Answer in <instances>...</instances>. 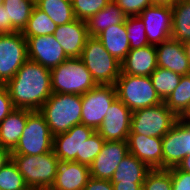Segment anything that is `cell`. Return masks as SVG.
<instances>
[{
    "mask_svg": "<svg viewBox=\"0 0 190 190\" xmlns=\"http://www.w3.org/2000/svg\"><path fill=\"white\" fill-rule=\"evenodd\" d=\"M5 86L14 108L39 111L52 95L50 69L27 59Z\"/></svg>",
    "mask_w": 190,
    "mask_h": 190,
    "instance_id": "cell-1",
    "label": "cell"
},
{
    "mask_svg": "<svg viewBox=\"0 0 190 190\" xmlns=\"http://www.w3.org/2000/svg\"><path fill=\"white\" fill-rule=\"evenodd\" d=\"M39 112L53 136L67 132L74 125L81 124V95L52 93Z\"/></svg>",
    "mask_w": 190,
    "mask_h": 190,
    "instance_id": "cell-2",
    "label": "cell"
},
{
    "mask_svg": "<svg viewBox=\"0 0 190 190\" xmlns=\"http://www.w3.org/2000/svg\"><path fill=\"white\" fill-rule=\"evenodd\" d=\"M30 190H49L57 174L59 159L54 151L39 155H11Z\"/></svg>",
    "mask_w": 190,
    "mask_h": 190,
    "instance_id": "cell-3",
    "label": "cell"
},
{
    "mask_svg": "<svg viewBox=\"0 0 190 190\" xmlns=\"http://www.w3.org/2000/svg\"><path fill=\"white\" fill-rule=\"evenodd\" d=\"M50 73L52 93L82 95L97 86L80 58H68Z\"/></svg>",
    "mask_w": 190,
    "mask_h": 190,
    "instance_id": "cell-4",
    "label": "cell"
},
{
    "mask_svg": "<svg viewBox=\"0 0 190 190\" xmlns=\"http://www.w3.org/2000/svg\"><path fill=\"white\" fill-rule=\"evenodd\" d=\"M80 59L97 85H115L121 72V63L103 47L97 37L87 38Z\"/></svg>",
    "mask_w": 190,
    "mask_h": 190,
    "instance_id": "cell-5",
    "label": "cell"
},
{
    "mask_svg": "<svg viewBox=\"0 0 190 190\" xmlns=\"http://www.w3.org/2000/svg\"><path fill=\"white\" fill-rule=\"evenodd\" d=\"M115 88L117 98L132 112L163 102L153 87L150 76H136L120 72Z\"/></svg>",
    "mask_w": 190,
    "mask_h": 190,
    "instance_id": "cell-6",
    "label": "cell"
},
{
    "mask_svg": "<svg viewBox=\"0 0 190 190\" xmlns=\"http://www.w3.org/2000/svg\"><path fill=\"white\" fill-rule=\"evenodd\" d=\"M53 151V135L39 111L27 109V123L11 155H39Z\"/></svg>",
    "mask_w": 190,
    "mask_h": 190,
    "instance_id": "cell-7",
    "label": "cell"
},
{
    "mask_svg": "<svg viewBox=\"0 0 190 190\" xmlns=\"http://www.w3.org/2000/svg\"><path fill=\"white\" fill-rule=\"evenodd\" d=\"M178 121L164 102L132 112L130 133L162 138Z\"/></svg>",
    "mask_w": 190,
    "mask_h": 190,
    "instance_id": "cell-8",
    "label": "cell"
},
{
    "mask_svg": "<svg viewBox=\"0 0 190 190\" xmlns=\"http://www.w3.org/2000/svg\"><path fill=\"white\" fill-rule=\"evenodd\" d=\"M27 59V40L22 32L0 34V84L10 81Z\"/></svg>",
    "mask_w": 190,
    "mask_h": 190,
    "instance_id": "cell-9",
    "label": "cell"
},
{
    "mask_svg": "<svg viewBox=\"0 0 190 190\" xmlns=\"http://www.w3.org/2000/svg\"><path fill=\"white\" fill-rule=\"evenodd\" d=\"M117 99L115 85H97L81 95V124L97 130L107 114L108 108Z\"/></svg>",
    "mask_w": 190,
    "mask_h": 190,
    "instance_id": "cell-10",
    "label": "cell"
},
{
    "mask_svg": "<svg viewBox=\"0 0 190 190\" xmlns=\"http://www.w3.org/2000/svg\"><path fill=\"white\" fill-rule=\"evenodd\" d=\"M96 130L84 124L74 125L67 132L53 136V151L62 161H76L82 164L83 143Z\"/></svg>",
    "mask_w": 190,
    "mask_h": 190,
    "instance_id": "cell-11",
    "label": "cell"
},
{
    "mask_svg": "<svg viewBox=\"0 0 190 190\" xmlns=\"http://www.w3.org/2000/svg\"><path fill=\"white\" fill-rule=\"evenodd\" d=\"M132 111L118 98L108 108L103 122L96 130L105 141H127Z\"/></svg>",
    "mask_w": 190,
    "mask_h": 190,
    "instance_id": "cell-12",
    "label": "cell"
},
{
    "mask_svg": "<svg viewBox=\"0 0 190 190\" xmlns=\"http://www.w3.org/2000/svg\"><path fill=\"white\" fill-rule=\"evenodd\" d=\"M139 17L144 22L147 40L150 45L156 46L171 38V7L151 5L142 11Z\"/></svg>",
    "mask_w": 190,
    "mask_h": 190,
    "instance_id": "cell-13",
    "label": "cell"
},
{
    "mask_svg": "<svg viewBox=\"0 0 190 190\" xmlns=\"http://www.w3.org/2000/svg\"><path fill=\"white\" fill-rule=\"evenodd\" d=\"M27 40L28 59L52 69L68 59L64 49L53 34L25 37Z\"/></svg>",
    "mask_w": 190,
    "mask_h": 190,
    "instance_id": "cell-14",
    "label": "cell"
},
{
    "mask_svg": "<svg viewBox=\"0 0 190 190\" xmlns=\"http://www.w3.org/2000/svg\"><path fill=\"white\" fill-rule=\"evenodd\" d=\"M128 154L127 141H105L101 152L89 166L91 177L111 180L119 163Z\"/></svg>",
    "mask_w": 190,
    "mask_h": 190,
    "instance_id": "cell-15",
    "label": "cell"
},
{
    "mask_svg": "<svg viewBox=\"0 0 190 190\" xmlns=\"http://www.w3.org/2000/svg\"><path fill=\"white\" fill-rule=\"evenodd\" d=\"M127 142L130 154L150 169H163L162 138L129 133Z\"/></svg>",
    "mask_w": 190,
    "mask_h": 190,
    "instance_id": "cell-16",
    "label": "cell"
},
{
    "mask_svg": "<svg viewBox=\"0 0 190 190\" xmlns=\"http://www.w3.org/2000/svg\"><path fill=\"white\" fill-rule=\"evenodd\" d=\"M53 36L62 46L68 58H80L89 37L86 22L78 19L57 26Z\"/></svg>",
    "mask_w": 190,
    "mask_h": 190,
    "instance_id": "cell-17",
    "label": "cell"
},
{
    "mask_svg": "<svg viewBox=\"0 0 190 190\" xmlns=\"http://www.w3.org/2000/svg\"><path fill=\"white\" fill-rule=\"evenodd\" d=\"M91 178L89 166L76 161L57 163V174L49 190H83Z\"/></svg>",
    "mask_w": 190,
    "mask_h": 190,
    "instance_id": "cell-18",
    "label": "cell"
},
{
    "mask_svg": "<svg viewBox=\"0 0 190 190\" xmlns=\"http://www.w3.org/2000/svg\"><path fill=\"white\" fill-rule=\"evenodd\" d=\"M155 48L158 67L171 70L181 76L190 74V63L182 42L170 38L156 45Z\"/></svg>",
    "mask_w": 190,
    "mask_h": 190,
    "instance_id": "cell-19",
    "label": "cell"
},
{
    "mask_svg": "<svg viewBox=\"0 0 190 190\" xmlns=\"http://www.w3.org/2000/svg\"><path fill=\"white\" fill-rule=\"evenodd\" d=\"M155 45L131 49L121 62V72L136 76H150L157 68Z\"/></svg>",
    "mask_w": 190,
    "mask_h": 190,
    "instance_id": "cell-20",
    "label": "cell"
},
{
    "mask_svg": "<svg viewBox=\"0 0 190 190\" xmlns=\"http://www.w3.org/2000/svg\"><path fill=\"white\" fill-rule=\"evenodd\" d=\"M163 169L176 167L185 158L184 122L177 121L162 137Z\"/></svg>",
    "mask_w": 190,
    "mask_h": 190,
    "instance_id": "cell-21",
    "label": "cell"
},
{
    "mask_svg": "<svg viewBox=\"0 0 190 190\" xmlns=\"http://www.w3.org/2000/svg\"><path fill=\"white\" fill-rule=\"evenodd\" d=\"M27 123V109L15 108L0 123V146L13 151Z\"/></svg>",
    "mask_w": 190,
    "mask_h": 190,
    "instance_id": "cell-22",
    "label": "cell"
},
{
    "mask_svg": "<svg viewBox=\"0 0 190 190\" xmlns=\"http://www.w3.org/2000/svg\"><path fill=\"white\" fill-rule=\"evenodd\" d=\"M103 44V47L120 63L131 50L125 22L109 26L96 36Z\"/></svg>",
    "mask_w": 190,
    "mask_h": 190,
    "instance_id": "cell-23",
    "label": "cell"
},
{
    "mask_svg": "<svg viewBox=\"0 0 190 190\" xmlns=\"http://www.w3.org/2000/svg\"><path fill=\"white\" fill-rule=\"evenodd\" d=\"M126 17L123 11L112 0L107 6L86 21L88 35L96 37L109 26L124 23Z\"/></svg>",
    "mask_w": 190,
    "mask_h": 190,
    "instance_id": "cell-24",
    "label": "cell"
},
{
    "mask_svg": "<svg viewBox=\"0 0 190 190\" xmlns=\"http://www.w3.org/2000/svg\"><path fill=\"white\" fill-rule=\"evenodd\" d=\"M151 169L134 155L128 154L115 170L111 183H143Z\"/></svg>",
    "mask_w": 190,
    "mask_h": 190,
    "instance_id": "cell-25",
    "label": "cell"
},
{
    "mask_svg": "<svg viewBox=\"0 0 190 190\" xmlns=\"http://www.w3.org/2000/svg\"><path fill=\"white\" fill-rule=\"evenodd\" d=\"M3 6L7 14V34L22 32L26 27L35 6L34 0H4Z\"/></svg>",
    "mask_w": 190,
    "mask_h": 190,
    "instance_id": "cell-26",
    "label": "cell"
},
{
    "mask_svg": "<svg viewBox=\"0 0 190 190\" xmlns=\"http://www.w3.org/2000/svg\"><path fill=\"white\" fill-rule=\"evenodd\" d=\"M171 38L182 43L190 40V0H178L172 7Z\"/></svg>",
    "mask_w": 190,
    "mask_h": 190,
    "instance_id": "cell-27",
    "label": "cell"
},
{
    "mask_svg": "<svg viewBox=\"0 0 190 190\" xmlns=\"http://www.w3.org/2000/svg\"><path fill=\"white\" fill-rule=\"evenodd\" d=\"M35 5L57 25L75 20L71 0H36Z\"/></svg>",
    "mask_w": 190,
    "mask_h": 190,
    "instance_id": "cell-28",
    "label": "cell"
},
{
    "mask_svg": "<svg viewBox=\"0 0 190 190\" xmlns=\"http://www.w3.org/2000/svg\"><path fill=\"white\" fill-rule=\"evenodd\" d=\"M56 28L57 25L48 15L35 5L22 35L24 37L50 35L55 32Z\"/></svg>",
    "mask_w": 190,
    "mask_h": 190,
    "instance_id": "cell-29",
    "label": "cell"
},
{
    "mask_svg": "<svg viewBox=\"0 0 190 190\" xmlns=\"http://www.w3.org/2000/svg\"><path fill=\"white\" fill-rule=\"evenodd\" d=\"M181 77V75L161 67H157L150 75L152 85L163 102L178 86Z\"/></svg>",
    "mask_w": 190,
    "mask_h": 190,
    "instance_id": "cell-30",
    "label": "cell"
},
{
    "mask_svg": "<svg viewBox=\"0 0 190 190\" xmlns=\"http://www.w3.org/2000/svg\"><path fill=\"white\" fill-rule=\"evenodd\" d=\"M190 102V74L183 75L178 86L164 101L165 105L179 116Z\"/></svg>",
    "mask_w": 190,
    "mask_h": 190,
    "instance_id": "cell-31",
    "label": "cell"
},
{
    "mask_svg": "<svg viewBox=\"0 0 190 190\" xmlns=\"http://www.w3.org/2000/svg\"><path fill=\"white\" fill-rule=\"evenodd\" d=\"M144 22L139 16H127L125 27L130 49H138L150 45L147 40Z\"/></svg>",
    "mask_w": 190,
    "mask_h": 190,
    "instance_id": "cell-32",
    "label": "cell"
},
{
    "mask_svg": "<svg viewBox=\"0 0 190 190\" xmlns=\"http://www.w3.org/2000/svg\"><path fill=\"white\" fill-rule=\"evenodd\" d=\"M0 190H30L12 159L0 170Z\"/></svg>",
    "mask_w": 190,
    "mask_h": 190,
    "instance_id": "cell-33",
    "label": "cell"
},
{
    "mask_svg": "<svg viewBox=\"0 0 190 190\" xmlns=\"http://www.w3.org/2000/svg\"><path fill=\"white\" fill-rule=\"evenodd\" d=\"M112 0H71L75 19L87 21Z\"/></svg>",
    "mask_w": 190,
    "mask_h": 190,
    "instance_id": "cell-34",
    "label": "cell"
},
{
    "mask_svg": "<svg viewBox=\"0 0 190 190\" xmlns=\"http://www.w3.org/2000/svg\"><path fill=\"white\" fill-rule=\"evenodd\" d=\"M143 190H172L169 169H151L143 182Z\"/></svg>",
    "mask_w": 190,
    "mask_h": 190,
    "instance_id": "cell-35",
    "label": "cell"
},
{
    "mask_svg": "<svg viewBox=\"0 0 190 190\" xmlns=\"http://www.w3.org/2000/svg\"><path fill=\"white\" fill-rule=\"evenodd\" d=\"M105 140L100 136V134L95 131L90 138H88L82 147V164L90 166L93 160L101 152Z\"/></svg>",
    "mask_w": 190,
    "mask_h": 190,
    "instance_id": "cell-36",
    "label": "cell"
},
{
    "mask_svg": "<svg viewBox=\"0 0 190 190\" xmlns=\"http://www.w3.org/2000/svg\"><path fill=\"white\" fill-rule=\"evenodd\" d=\"M126 16H139L151 6L150 0H113Z\"/></svg>",
    "mask_w": 190,
    "mask_h": 190,
    "instance_id": "cell-37",
    "label": "cell"
},
{
    "mask_svg": "<svg viewBox=\"0 0 190 190\" xmlns=\"http://www.w3.org/2000/svg\"><path fill=\"white\" fill-rule=\"evenodd\" d=\"M172 190H190V173L180 170L177 166L170 168Z\"/></svg>",
    "mask_w": 190,
    "mask_h": 190,
    "instance_id": "cell-38",
    "label": "cell"
},
{
    "mask_svg": "<svg viewBox=\"0 0 190 190\" xmlns=\"http://www.w3.org/2000/svg\"><path fill=\"white\" fill-rule=\"evenodd\" d=\"M5 84H0V123L14 110Z\"/></svg>",
    "mask_w": 190,
    "mask_h": 190,
    "instance_id": "cell-39",
    "label": "cell"
},
{
    "mask_svg": "<svg viewBox=\"0 0 190 190\" xmlns=\"http://www.w3.org/2000/svg\"><path fill=\"white\" fill-rule=\"evenodd\" d=\"M83 190H114L110 180L91 177Z\"/></svg>",
    "mask_w": 190,
    "mask_h": 190,
    "instance_id": "cell-40",
    "label": "cell"
},
{
    "mask_svg": "<svg viewBox=\"0 0 190 190\" xmlns=\"http://www.w3.org/2000/svg\"><path fill=\"white\" fill-rule=\"evenodd\" d=\"M114 190H143V183H112Z\"/></svg>",
    "mask_w": 190,
    "mask_h": 190,
    "instance_id": "cell-41",
    "label": "cell"
},
{
    "mask_svg": "<svg viewBox=\"0 0 190 190\" xmlns=\"http://www.w3.org/2000/svg\"><path fill=\"white\" fill-rule=\"evenodd\" d=\"M185 157L190 155V123L184 122Z\"/></svg>",
    "mask_w": 190,
    "mask_h": 190,
    "instance_id": "cell-42",
    "label": "cell"
},
{
    "mask_svg": "<svg viewBox=\"0 0 190 190\" xmlns=\"http://www.w3.org/2000/svg\"><path fill=\"white\" fill-rule=\"evenodd\" d=\"M0 34H7V14L3 5L0 6Z\"/></svg>",
    "mask_w": 190,
    "mask_h": 190,
    "instance_id": "cell-43",
    "label": "cell"
},
{
    "mask_svg": "<svg viewBox=\"0 0 190 190\" xmlns=\"http://www.w3.org/2000/svg\"><path fill=\"white\" fill-rule=\"evenodd\" d=\"M11 160V151L0 146V170Z\"/></svg>",
    "mask_w": 190,
    "mask_h": 190,
    "instance_id": "cell-44",
    "label": "cell"
},
{
    "mask_svg": "<svg viewBox=\"0 0 190 190\" xmlns=\"http://www.w3.org/2000/svg\"><path fill=\"white\" fill-rule=\"evenodd\" d=\"M177 167L182 171L190 173V155H187Z\"/></svg>",
    "mask_w": 190,
    "mask_h": 190,
    "instance_id": "cell-45",
    "label": "cell"
},
{
    "mask_svg": "<svg viewBox=\"0 0 190 190\" xmlns=\"http://www.w3.org/2000/svg\"><path fill=\"white\" fill-rule=\"evenodd\" d=\"M152 5L173 7L178 0H150Z\"/></svg>",
    "mask_w": 190,
    "mask_h": 190,
    "instance_id": "cell-46",
    "label": "cell"
},
{
    "mask_svg": "<svg viewBox=\"0 0 190 190\" xmlns=\"http://www.w3.org/2000/svg\"><path fill=\"white\" fill-rule=\"evenodd\" d=\"M178 120L186 123H190V102L184 111L178 116Z\"/></svg>",
    "mask_w": 190,
    "mask_h": 190,
    "instance_id": "cell-47",
    "label": "cell"
},
{
    "mask_svg": "<svg viewBox=\"0 0 190 190\" xmlns=\"http://www.w3.org/2000/svg\"><path fill=\"white\" fill-rule=\"evenodd\" d=\"M183 48L190 63V40L183 42Z\"/></svg>",
    "mask_w": 190,
    "mask_h": 190,
    "instance_id": "cell-48",
    "label": "cell"
},
{
    "mask_svg": "<svg viewBox=\"0 0 190 190\" xmlns=\"http://www.w3.org/2000/svg\"><path fill=\"white\" fill-rule=\"evenodd\" d=\"M4 0H0V6L3 5Z\"/></svg>",
    "mask_w": 190,
    "mask_h": 190,
    "instance_id": "cell-49",
    "label": "cell"
}]
</instances>
